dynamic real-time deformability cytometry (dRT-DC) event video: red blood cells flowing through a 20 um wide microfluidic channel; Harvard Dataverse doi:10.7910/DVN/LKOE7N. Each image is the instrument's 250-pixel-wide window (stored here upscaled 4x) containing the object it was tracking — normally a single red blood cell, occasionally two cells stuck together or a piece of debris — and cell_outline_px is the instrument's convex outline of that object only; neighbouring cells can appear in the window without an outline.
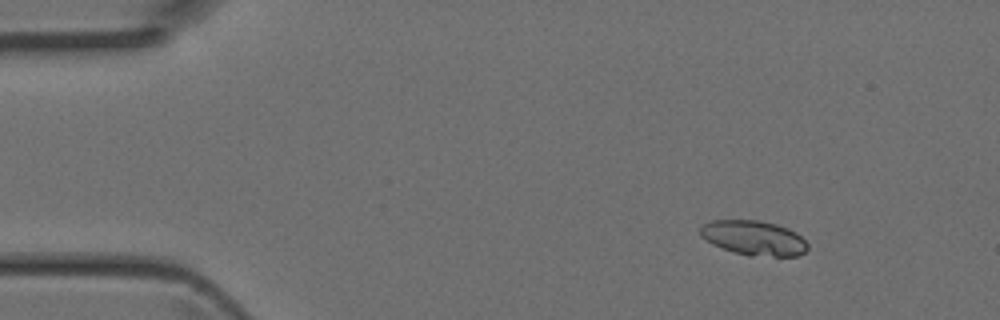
{"species": "Egyptian fruit bat (a non-hibernating species)", "species_latin": "Rousettus aegyptiacus", "temperature_condition": "room temperature", "stored_images_in_passage": 3, "camera_frame_rate_fps": 3000, "um_per_image_px": 0.085, "animal": {"sex": "female"}, "frame": {"image": 1, "passage_image": 1, "time_ms": 0.0, "image_size_px": [1000, 320], "cell_outline_px": [[808, 248], [800, 256], [748, 256], [732, 252], [712, 244], [700, 236], [700, 228], [704, 224], [712, 220], [760, 220], [776, 224], [788, 228], [796, 232], [808, 244]], "centroid_in_image_um": [64.07, 20.23], "position_along_channel_um": 20.9, "area_um2": 21.91}}